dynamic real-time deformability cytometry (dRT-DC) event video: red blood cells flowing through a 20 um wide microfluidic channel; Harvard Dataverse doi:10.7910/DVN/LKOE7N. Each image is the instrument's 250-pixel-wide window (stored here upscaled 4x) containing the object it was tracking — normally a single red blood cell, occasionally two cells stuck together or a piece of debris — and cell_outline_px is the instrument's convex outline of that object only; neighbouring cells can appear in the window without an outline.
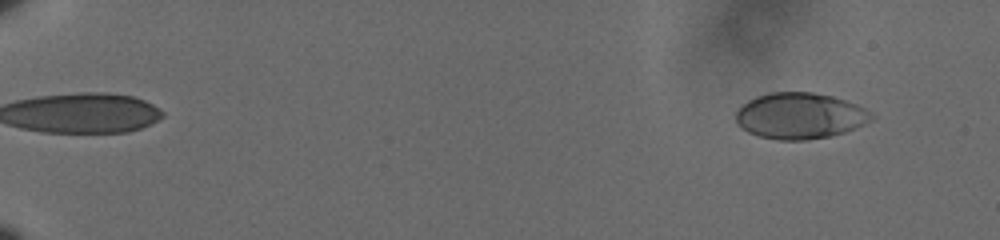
{"species": "human", "species_latin": "Homo sapiens", "temperature_condition": "cold", "stored_images_in_passage": 54, "camera_frame_rate_fps": 3000, "um_per_image_px": 0.085, "donor": {"sex": "male"}, "frame": {"image": 1, "passage_image": 5, "time_ms": 1.333, "image_size_px": [1000, 240], "cell_outline_px": [[876, 116], [872, 120], [856, 128], [844, 132], [828, 136], [808, 140], [776, 140], [760, 136], [748, 132], [740, 128], [736, 124], [736, 112], [748, 100], [756, 96], [772, 92], [812, 92], [832, 96], [856, 104], [872, 112]], "centroid_in_image_um": [68.0, 9.85], "position_along_channel_um": 17.0, "area_um2": 36.53}}
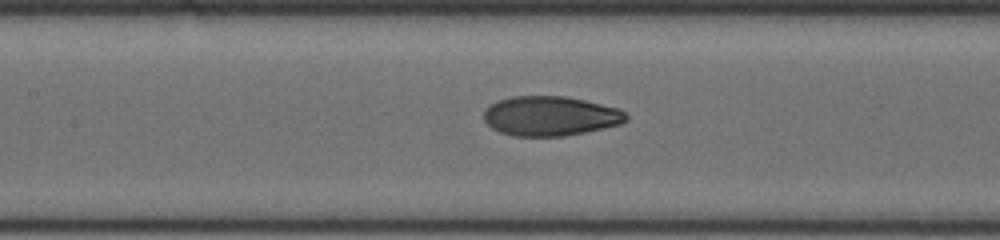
{"frame": {"image": 2, "passage_image": 32, "time_ms": 10.333, "image_size_px": [1000, 240], "cell_outline_px": [[628, 120], [620, 124], [584, 132], [564, 136], [512, 136], [500, 132], [492, 128], [484, 120], [484, 108], [496, 100], [512, 96], [564, 96], [584, 100], [620, 108], [628, 116]], "centroid_in_image_um": [46.75, 9.85], "position_along_channel_um": 160.7, "area_um2": 33.0}}
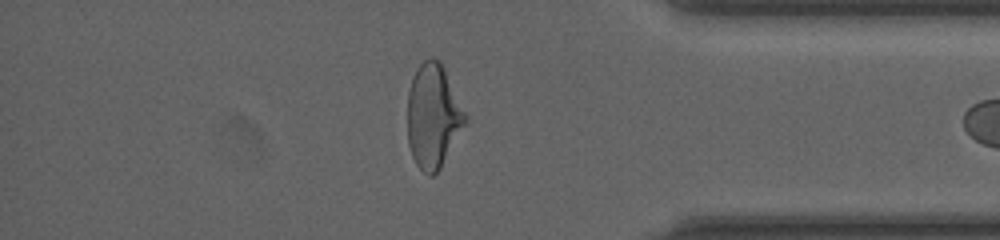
{"frame": {"image": 3, "passage_image": 53, "time_ms": 17.333, "image_size_px": [1000, 240], "cell_outline_px": [[468, 120], [440, 168], [432, 176], [428, 176], [416, 164], [412, 156], [408, 144], [408, 92], [412, 76], [416, 68], [424, 60], [432, 56], [440, 60], [468, 116]], "centroid_in_image_um": [36.82, 9.84], "position_along_channel_um": 398.4, "area_um2": 35.14}}